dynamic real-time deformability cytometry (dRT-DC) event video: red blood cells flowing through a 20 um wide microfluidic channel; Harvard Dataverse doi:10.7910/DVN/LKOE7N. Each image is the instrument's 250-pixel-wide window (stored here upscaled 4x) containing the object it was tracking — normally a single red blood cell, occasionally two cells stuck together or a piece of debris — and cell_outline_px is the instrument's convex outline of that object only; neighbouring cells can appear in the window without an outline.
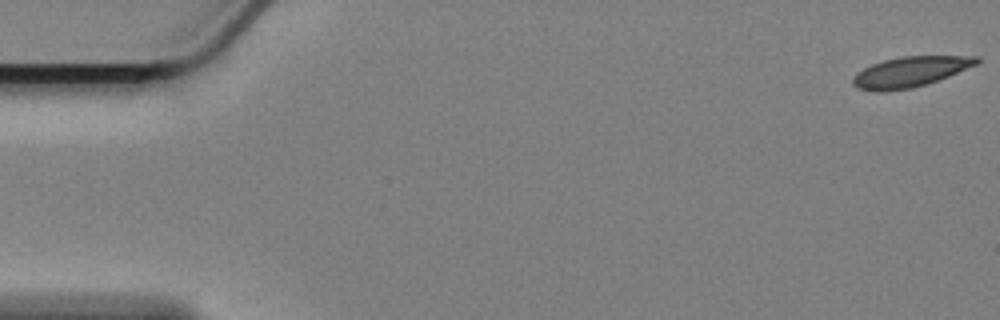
{"species": "Egyptian fruit bat (a non-hibernating species)", "species_latin": "Rousettus aegyptiacus", "temperature_condition": "cold", "stored_images_in_passage": 20, "camera_frame_rate_fps": 3000, "um_per_image_px": 0.085, "animal": {"sex": "female"}, "frame": {"image": 1, "passage_image": 1, "time_ms": 0.0, "image_size_px": [1000, 320], "cell_outline_px": [[980, 60], [976, 64], [948, 76], [912, 88], [876, 92], [856, 88], [852, 84], [852, 76], [856, 72], [872, 64], [884, 60], [900, 56], [980, 56]], "centroid_in_image_um": [77.3, 6.1], "position_along_channel_um": 7.7, "area_um2": 21.73}}
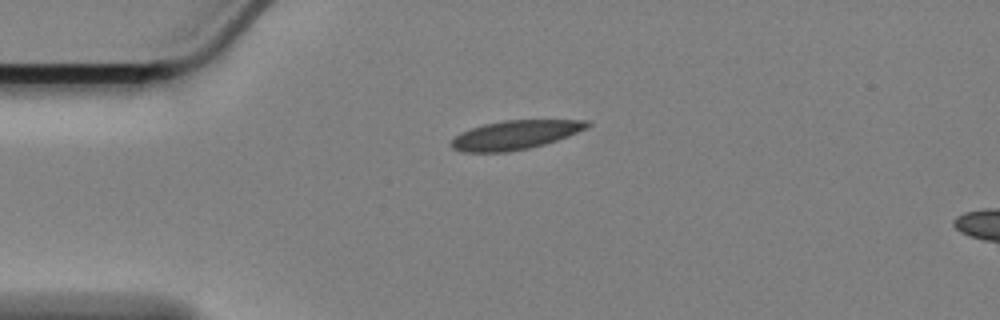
{"frame": {"image": 2, "passage_image": 14, "time_ms": 4.333, "image_size_px": [1000, 320], "cell_outline_px": [[592, 124], [588, 128], [568, 136], [544, 144], [528, 148], [508, 152], [464, 152], [452, 148], [448, 144], [460, 132], [484, 124], [504, 120], [588, 120]], "centroid_in_image_um": [43.79, 11.46], "position_along_channel_um": 41.2, "area_um2": 22.95}}